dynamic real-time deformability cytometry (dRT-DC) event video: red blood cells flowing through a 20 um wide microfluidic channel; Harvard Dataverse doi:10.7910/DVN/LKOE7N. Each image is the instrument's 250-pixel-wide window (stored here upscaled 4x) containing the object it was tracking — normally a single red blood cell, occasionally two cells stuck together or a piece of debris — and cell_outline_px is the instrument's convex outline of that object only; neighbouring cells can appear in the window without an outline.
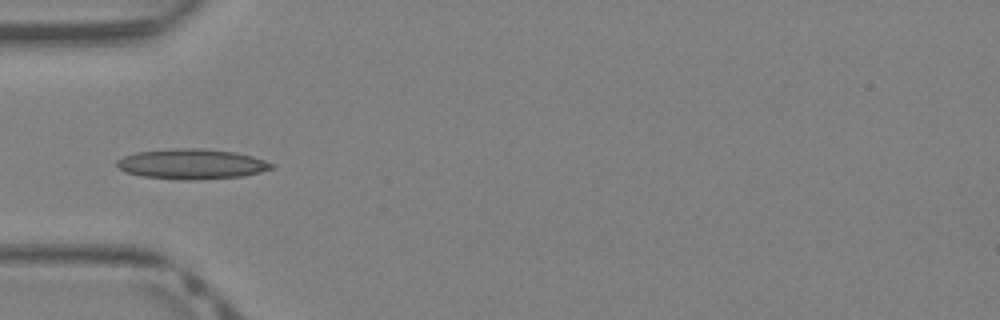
{"species": "Egyptian fruit bat (a non-hibernating species)", "species_latin": "Rousettus aegyptiacus", "temperature_condition": "warm", "stored_images_in_passage": 28, "camera_frame_rate_fps": 3000, "um_per_image_px": 0.085, "animal": {"sex": "female"}, "frame": {"image": 1, "passage_image": 1, "time_ms": 0.0, "image_size_px": [1000, 320], "cell_outline_px": [[276, 164], [272, 168], [260, 172], [244, 176], [188, 180], [184, 180], [140, 176], [124, 172], [116, 164], [116, 160], [124, 156], [136, 152], [172, 148], [204, 148], [236, 152], [252, 156]], "centroid_in_image_um": [16.29, 13.93], "position_along_channel_um": 68.7, "area_um2": 27.34}}
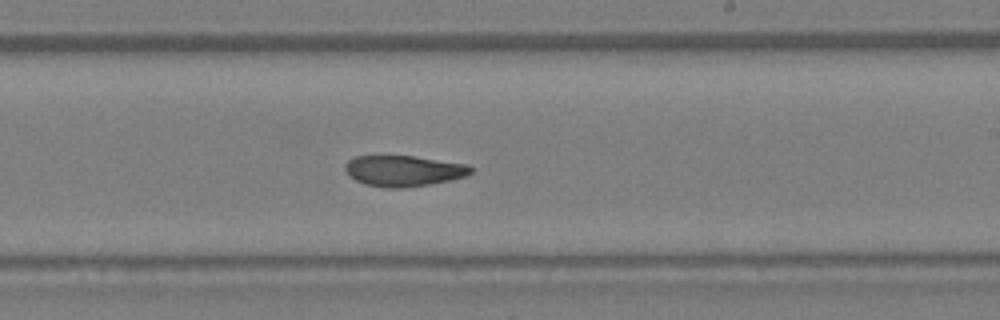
{"frame": {"image": 2, "passage_image": 12, "time_ms": 3.667, "image_size_px": [1000, 320], "cell_outline_px": [[472, 172], [464, 176], [448, 180], [428, 184], [400, 188], [388, 188], [364, 184], [356, 180], [344, 168], [344, 164], [348, 160], [356, 156], [416, 156], [468, 164], [472, 168]], "centroid_in_image_um": [34.3, 14.51], "position_along_channel_um": 254.7, "area_um2": 22.37}}
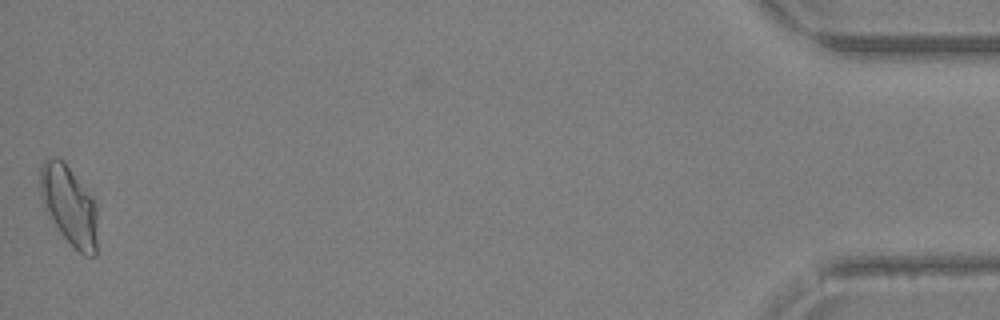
{"frame": {"image": 3, "passage_image": 28, "time_ms": 9.0, "image_size_px": [1000, 320], "cell_outline_px": [[96, 256], [84, 256], [72, 248], [60, 232], [44, 208], [40, 196], [40, 168], [44, 160], [56, 156], [64, 160], [96, 200]], "centroid_in_image_um": [5.88, 17.45], "position_along_channel_um": 429.3, "area_um2": 26.93}}